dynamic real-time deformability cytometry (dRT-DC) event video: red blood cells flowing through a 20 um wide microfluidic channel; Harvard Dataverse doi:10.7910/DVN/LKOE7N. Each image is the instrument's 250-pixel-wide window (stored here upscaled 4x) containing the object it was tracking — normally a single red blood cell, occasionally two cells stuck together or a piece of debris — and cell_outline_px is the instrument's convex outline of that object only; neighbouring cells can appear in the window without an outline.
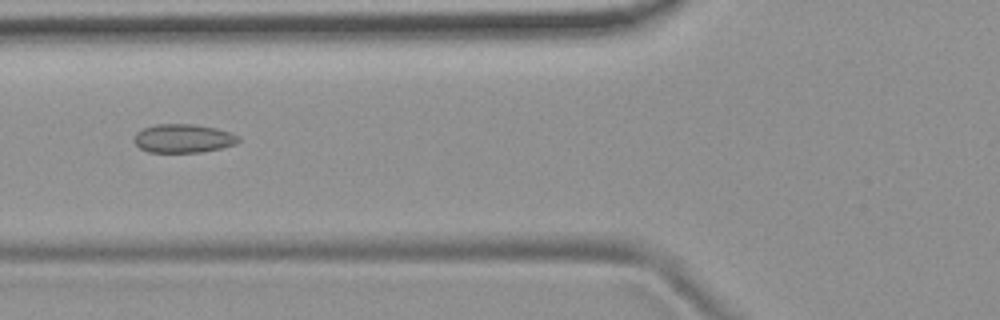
{"species": "common noctule bat (a hibernating species)", "species_latin": "Nyctalus noctula", "temperature_condition": "room temperature", "stored_images_in_passage": 10, "camera_frame_rate_fps": 3000, "um_per_image_px": 0.085, "animal": {"sex": "female", "body_mass_g": 19.9}, "frame": {"image": 1, "passage_image": 7, "time_ms": 8.0, "image_size_px": [1000, 320], "cell_outline_px": [[240, 140], [236, 144], [220, 148], [200, 152], [148, 152], [140, 148], [132, 140], [136, 132], [144, 128], [156, 124], [192, 124], [216, 128], [232, 132], [240, 136]], "centroid_in_image_um": [15.58, 11.76], "position_along_channel_um": 110.2, "area_um2": 17.51}}
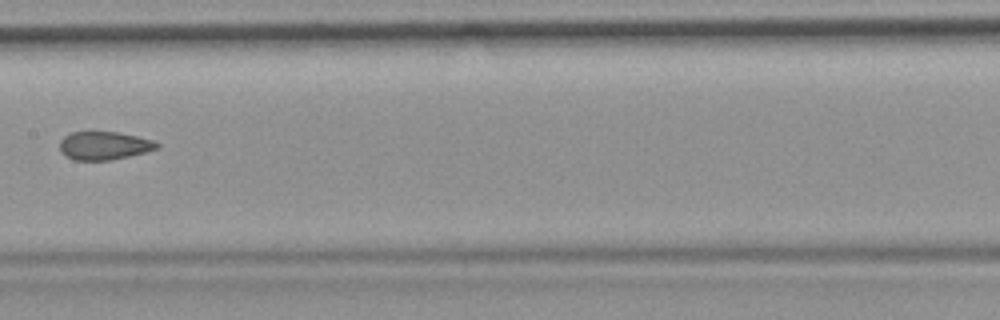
{"frame": {"image": 2, "passage_image": 9, "time_ms": 10.333, "image_size_px": [1000, 320], "cell_outline_px": [[160, 148], [112, 160], [72, 160], [64, 156], [60, 152], [60, 140], [64, 136], [72, 132], [116, 132], [136, 136], [152, 140], [160, 144]], "centroid_in_image_um": [8.82, 12.39], "position_along_channel_um": 198.6, "area_um2": 16.01}}